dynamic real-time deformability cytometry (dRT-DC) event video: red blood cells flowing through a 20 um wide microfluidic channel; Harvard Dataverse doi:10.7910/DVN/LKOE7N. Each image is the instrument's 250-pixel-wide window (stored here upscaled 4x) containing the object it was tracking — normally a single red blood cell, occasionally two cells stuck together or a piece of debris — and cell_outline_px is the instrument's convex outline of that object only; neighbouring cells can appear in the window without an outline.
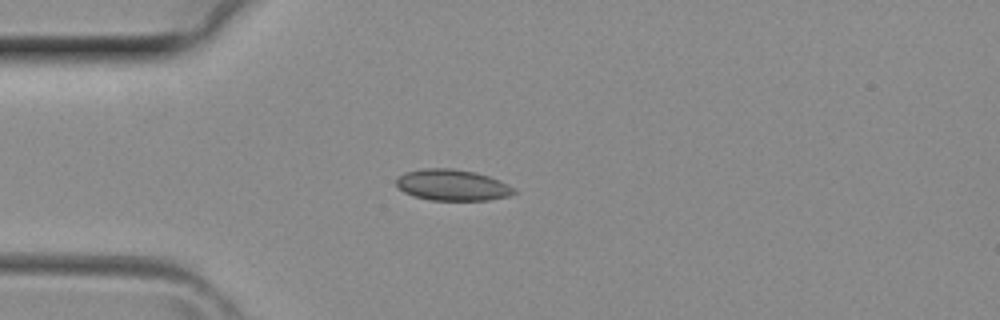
{"species": "common noctule bat (a hibernating species)", "species_latin": "Nyctalus noctula", "temperature_condition": "room temperature", "stored_images_in_passage": 2, "camera_frame_rate_fps": 3000, "um_per_image_px": 0.085, "animal": {"sex": "female", "body_mass_g": 29.2, "forearm_length_mm": 56.3}, "frame": {"image": 1, "passage_image": 2, "time_ms": 0.333, "image_size_px": [1000, 320], "cell_outline_px": [[516, 192], [508, 196], [488, 200], [428, 200], [404, 192], [396, 184], [396, 176], [404, 172], [424, 168], [452, 168], [476, 172], [488, 176], [508, 184], [516, 188]], "centroid_in_image_um": [38.44, 15.72], "position_along_channel_um": 46.6, "area_um2": 21.44}}